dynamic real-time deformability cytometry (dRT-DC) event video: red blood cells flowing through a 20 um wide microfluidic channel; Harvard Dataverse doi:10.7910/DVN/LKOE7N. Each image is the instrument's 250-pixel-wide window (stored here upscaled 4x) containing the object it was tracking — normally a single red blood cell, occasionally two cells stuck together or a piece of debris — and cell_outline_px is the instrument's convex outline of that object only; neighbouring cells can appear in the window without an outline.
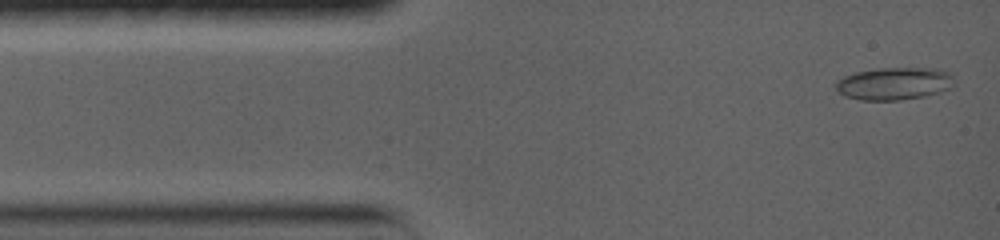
{"species": "common noctule bat (a hibernating species)", "species_latin": "Nyctalus noctula", "temperature_condition": "warm", "stored_images_in_passage": 84, "camera_frame_rate_fps": 5000, "um_per_image_px": 0.085, "animal": {"sex": "female", "body_mass_g": 19.0, "forearm_length_mm": 56.7}, "frame": {"image": 1, "passage_image": 2, "time_ms": 0.2, "image_size_px": [1000, 240], "cell_outline_px": [[952, 76], [948, 88], [940, 92], [924, 96], [900, 100], [860, 100], [844, 96], [836, 88], [836, 80], [844, 76], [856, 72], [880, 68], [932, 68], [948, 72]], "centroid_in_image_um": [75.94, 7.11], "position_along_channel_um": 9.1, "area_um2": 22.14}}
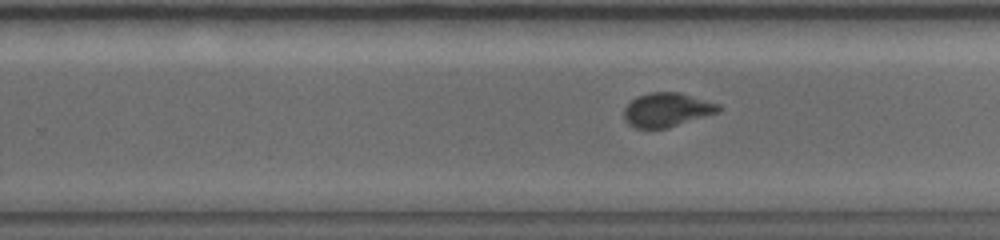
{"frame": {"image": 2, "passage_image": 46, "time_ms": 9.2, "image_size_px": [1000, 240], "cell_outline_px": [[720, 108], [716, 112], [668, 128], [636, 128], [628, 124], [624, 116], [624, 108], [636, 96], [648, 92], [680, 92], [720, 104]], "centroid_in_image_um": [56.65, 9.32], "position_along_channel_um": 273.2, "area_um2": 18.55}}
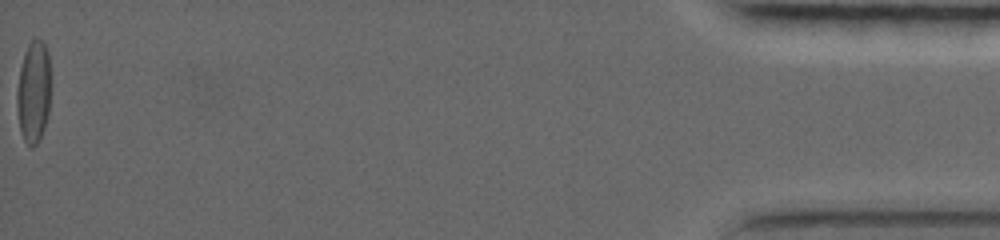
{"frame": {"image": 3, "passage_image": 84, "time_ms": 17.4, "image_size_px": [1000, 240], "cell_outline_px": [[48, 112], [44, 128], [36, 144], [32, 148], [24, 140], [20, 132], [16, 108], [16, 92], [20, 68], [24, 52], [28, 44], [36, 36], [44, 40], [48, 52]], "centroid_in_image_um": [2.81, 7.78], "position_along_channel_um": 432.4, "area_um2": 20.0}, "authors_computed_cell_mechanics": {"area_um2": 19.3341, "velocity_mm_per_s": 3.6785, "shape_relaxation_time_tau1_ms": 9.4745, "shape_relaxation_time_tau2_ms": 1.1858, "deformation_change_tau1": 0.2341, "deformation_change_tau2": 0.0558}}